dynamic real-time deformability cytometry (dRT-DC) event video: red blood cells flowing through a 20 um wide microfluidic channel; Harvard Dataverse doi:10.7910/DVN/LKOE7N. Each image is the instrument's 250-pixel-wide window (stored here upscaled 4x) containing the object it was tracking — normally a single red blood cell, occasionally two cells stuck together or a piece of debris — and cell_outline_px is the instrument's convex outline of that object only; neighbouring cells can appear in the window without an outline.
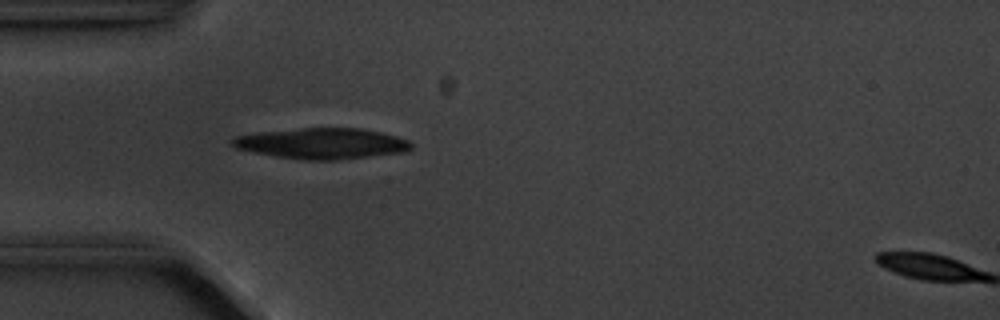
{"species": "common noctule bat (a hibernating species)", "species_latin": "Nyctalus noctula", "temperature_condition": "cold", "stored_images_in_passage": 5, "segment_of_instrument_passage": [1, 2], "camera_frame_rate_fps": 3000, "um_per_image_px": 0.085, "animal": {"sex": "male", "body_mass_g": 20.1, "forearm_length_mm": 53.5}, "frame": {"image": 1, "passage_image": 4, "time_ms": 3.333, "image_size_px": [1000, 320], "cell_outline_px": [[412, 148], [408, 152], [336, 160], [308, 160], [280, 156], [256, 152], [236, 148], [228, 140], [232, 136], [256, 132], [300, 128], [360, 128], [380, 132], [396, 136], [408, 140], [412, 144]], "centroid_in_image_um": [27.37, 12.18], "position_along_channel_um": 57.6, "area_um2": 32.14}}